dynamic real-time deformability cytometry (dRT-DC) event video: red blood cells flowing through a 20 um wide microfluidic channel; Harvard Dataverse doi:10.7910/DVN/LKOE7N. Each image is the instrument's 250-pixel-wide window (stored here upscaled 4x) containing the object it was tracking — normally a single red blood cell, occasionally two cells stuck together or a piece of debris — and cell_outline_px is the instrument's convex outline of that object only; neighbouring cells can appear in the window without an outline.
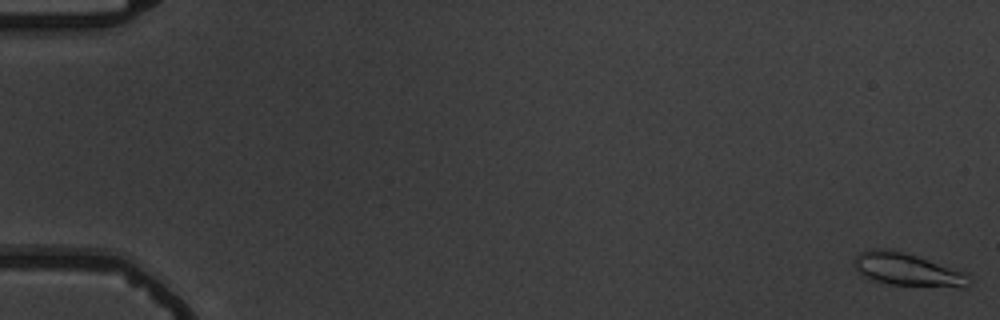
{"species": "common noctule bat (a hibernating species)", "species_latin": "Nyctalus noctula", "temperature_condition": "warm", "stored_images_in_passage": 5, "camera_frame_rate_fps": 3000, "um_per_image_px": 0.085, "animal": {"sex": "male", "body_mass_g": 19.5, "forearm_length_mm": 54.6}, "frame": {"image": 1, "passage_image": 1, "time_ms": 0.0, "image_size_px": [1000, 320], "cell_outline_px": [[972, 280], [968, 288], [960, 288], [888, 284], [872, 280], [864, 276], [852, 264], [856, 256], [860, 252], [872, 248], [892, 248], [968, 272]], "centroid_in_image_um": [77.2, 22.92], "position_along_channel_um": 7.8, "area_um2": 22.6}}
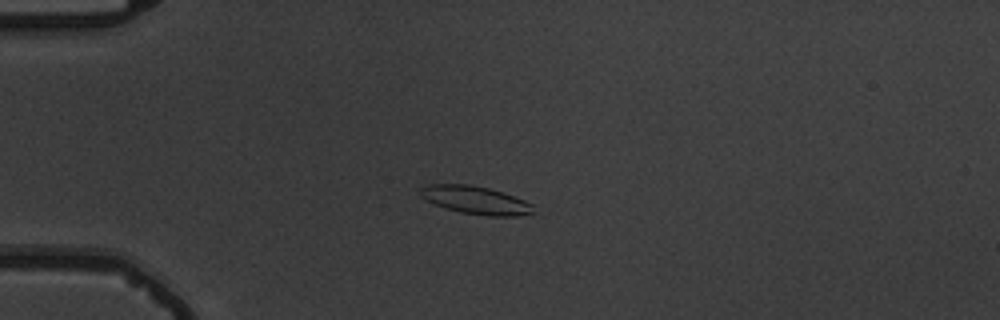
{"frame": {"image": 2, "passage_image": 5, "time_ms": 5.0, "image_size_px": [1000, 320], "cell_outline_px": [[532, 212], [516, 216], [488, 216], [460, 212], [444, 208], [420, 196], [420, 188], [428, 184], [472, 184], [504, 192], [524, 200], [532, 204]], "centroid_in_image_um": [40.4, 17.0], "position_along_channel_um": 44.6, "area_um2": 18.32}}